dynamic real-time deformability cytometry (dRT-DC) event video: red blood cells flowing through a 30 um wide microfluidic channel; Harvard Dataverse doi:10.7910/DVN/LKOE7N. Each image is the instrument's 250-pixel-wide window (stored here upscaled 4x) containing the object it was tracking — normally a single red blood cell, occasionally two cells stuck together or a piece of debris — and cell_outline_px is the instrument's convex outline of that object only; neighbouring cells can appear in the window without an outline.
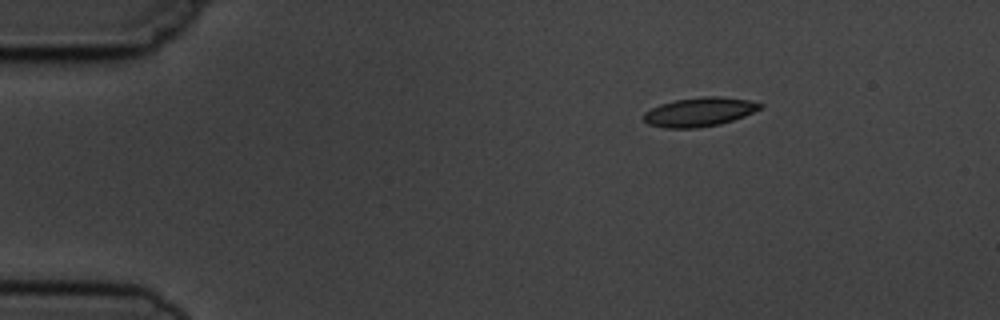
{"species": "common noctule bat (a hibernating species)", "species_latin": "Nyctalus noctula", "temperature_condition": "cold", "stored_images_in_passage": 3, "camera_frame_rate_fps": 3000, "um_per_image_px": 0.085, "animal": {"sex": "male", "body_mass_g": 19.5, "forearm_length_mm": 54.6}, "frame": {"image": 1, "passage_image": 1, "time_ms": 0.0, "image_size_px": [1000, 320], "cell_outline_px": [[764, 104], [760, 108], [744, 116], [720, 124], [696, 128], [664, 128], [648, 124], [644, 120], [644, 112], [660, 104], [676, 100], [704, 96], [716, 96], [748, 100]], "centroid_in_image_um": [59.43, 9.52], "position_along_channel_um": 25.6, "area_um2": 19.48}}